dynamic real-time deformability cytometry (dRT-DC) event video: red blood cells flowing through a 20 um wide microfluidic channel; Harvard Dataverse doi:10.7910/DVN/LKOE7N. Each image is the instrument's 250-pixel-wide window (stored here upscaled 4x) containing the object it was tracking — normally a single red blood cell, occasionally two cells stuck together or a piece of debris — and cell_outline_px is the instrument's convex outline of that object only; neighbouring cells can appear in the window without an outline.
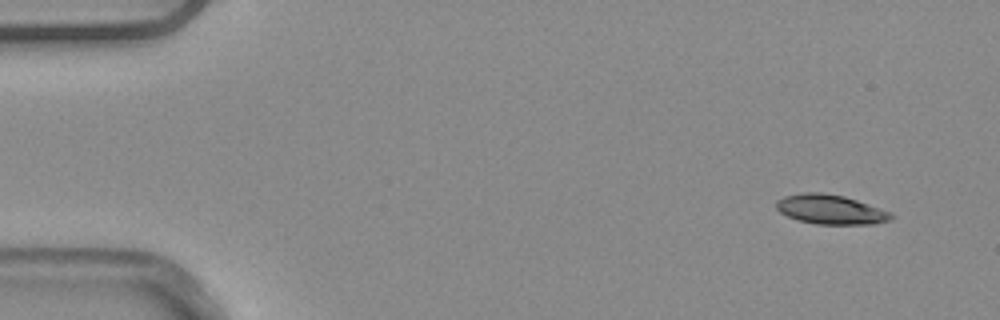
{"species": "common noctule bat (a hibernating species)", "species_latin": "Nyctalus noctula", "temperature_condition": "warm", "stored_images_in_passage": 6, "camera_frame_rate_fps": 3000, "um_per_image_px": 0.085, "animal": {"sex": "male", "body_mass_g": 20.4}, "frame": {"image": 1, "passage_image": 1, "time_ms": 0.0, "image_size_px": [1000, 320], "cell_outline_px": [[896, 216], [892, 220], [876, 224], [816, 224], [796, 220], [780, 212], [776, 208], [776, 200], [784, 196], [804, 192], [824, 192], [844, 196], [892, 212]], "centroid_in_image_um": [70.62, 17.81], "position_along_channel_um": 14.4, "area_um2": 20.0}}
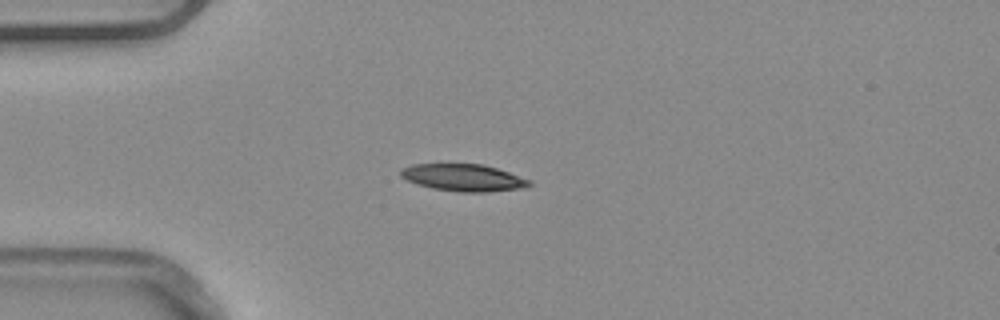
{"frame": {"image": 2, "passage_image": 4, "time_ms": 1.0, "image_size_px": [1000, 320], "cell_outline_px": [[532, 184], [524, 188], [488, 192], [460, 192], [432, 188], [416, 184], [400, 176], [400, 168], [412, 164], [448, 160], [484, 164], [532, 180]], "centroid_in_image_um": [39.33, 15.04], "position_along_channel_um": 45.7, "area_um2": 21.44}}
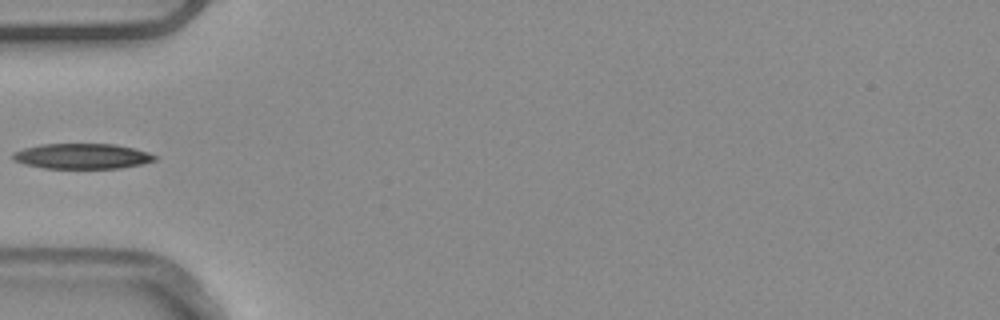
{"frame": {"image": 3, "passage_image": 5, "time_ms": 1.333, "image_size_px": [1000, 320], "cell_outline_px": [[160, 156], [156, 160], [140, 164], [120, 168], [44, 168], [24, 164], [12, 160], [12, 152], [24, 148], [40, 144], [116, 144], [148, 152]], "centroid_in_image_um": [6.97, 13.27], "position_along_channel_um": 78.0, "area_um2": 21.04}}